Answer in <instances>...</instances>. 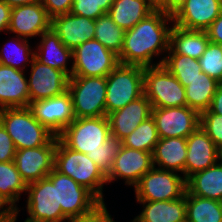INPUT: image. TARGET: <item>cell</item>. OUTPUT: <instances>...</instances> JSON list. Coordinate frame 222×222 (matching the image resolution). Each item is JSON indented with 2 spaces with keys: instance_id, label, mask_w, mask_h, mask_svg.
<instances>
[{
  "instance_id": "d4e9b609",
  "label": "cell",
  "mask_w": 222,
  "mask_h": 222,
  "mask_svg": "<svg viewBox=\"0 0 222 222\" xmlns=\"http://www.w3.org/2000/svg\"><path fill=\"white\" fill-rule=\"evenodd\" d=\"M153 166L159 169L175 171L185 178L187 157V138H159L152 153Z\"/></svg>"
},
{
  "instance_id": "d6986e66",
  "label": "cell",
  "mask_w": 222,
  "mask_h": 222,
  "mask_svg": "<svg viewBox=\"0 0 222 222\" xmlns=\"http://www.w3.org/2000/svg\"><path fill=\"white\" fill-rule=\"evenodd\" d=\"M151 111V103L143 94L122 109L107 114L111 137L122 141L130 135L140 123L151 117Z\"/></svg>"
},
{
  "instance_id": "30bf717a",
  "label": "cell",
  "mask_w": 222,
  "mask_h": 222,
  "mask_svg": "<svg viewBox=\"0 0 222 222\" xmlns=\"http://www.w3.org/2000/svg\"><path fill=\"white\" fill-rule=\"evenodd\" d=\"M25 206L14 212L26 211L25 219L34 221L69 220L58 206L57 183H52L47 177L27 184Z\"/></svg>"
},
{
  "instance_id": "f35d334b",
  "label": "cell",
  "mask_w": 222,
  "mask_h": 222,
  "mask_svg": "<svg viewBox=\"0 0 222 222\" xmlns=\"http://www.w3.org/2000/svg\"><path fill=\"white\" fill-rule=\"evenodd\" d=\"M200 127L217 147L222 144V115L205 110L200 114Z\"/></svg>"
},
{
  "instance_id": "484cf974",
  "label": "cell",
  "mask_w": 222,
  "mask_h": 222,
  "mask_svg": "<svg viewBox=\"0 0 222 222\" xmlns=\"http://www.w3.org/2000/svg\"><path fill=\"white\" fill-rule=\"evenodd\" d=\"M209 42L206 31L186 30L173 24L169 33L167 54H181L198 60L206 51Z\"/></svg>"
},
{
  "instance_id": "5b68a950",
  "label": "cell",
  "mask_w": 222,
  "mask_h": 222,
  "mask_svg": "<svg viewBox=\"0 0 222 222\" xmlns=\"http://www.w3.org/2000/svg\"><path fill=\"white\" fill-rule=\"evenodd\" d=\"M47 178L57 183L58 206H61L62 213L70 221L91 214L102 204L90 190L55 168Z\"/></svg>"
},
{
  "instance_id": "83f0119b",
  "label": "cell",
  "mask_w": 222,
  "mask_h": 222,
  "mask_svg": "<svg viewBox=\"0 0 222 222\" xmlns=\"http://www.w3.org/2000/svg\"><path fill=\"white\" fill-rule=\"evenodd\" d=\"M155 9L156 7L149 0H114L108 14L120 28L126 31Z\"/></svg>"
},
{
  "instance_id": "8992f818",
  "label": "cell",
  "mask_w": 222,
  "mask_h": 222,
  "mask_svg": "<svg viewBox=\"0 0 222 222\" xmlns=\"http://www.w3.org/2000/svg\"><path fill=\"white\" fill-rule=\"evenodd\" d=\"M75 118L106 115V77L71 76L68 81Z\"/></svg>"
},
{
  "instance_id": "277c9868",
  "label": "cell",
  "mask_w": 222,
  "mask_h": 222,
  "mask_svg": "<svg viewBox=\"0 0 222 222\" xmlns=\"http://www.w3.org/2000/svg\"><path fill=\"white\" fill-rule=\"evenodd\" d=\"M144 67L118 64L106 76V115L144 94Z\"/></svg>"
},
{
  "instance_id": "f6af8a7d",
  "label": "cell",
  "mask_w": 222,
  "mask_h": 222,
  "mask_svg": "<svg viewBox=\"0 0 222 222\" xmlns=\"http://www.w3.org/2000/svg\"><path fill=\"white\" fill-rule=\"evenodd\" d=\"M11 7L0 1V35L6 34L10 23Z\"/></svg>"
},
{
  "instance_id": "ba28073f",
  "label": "cell",
  "mask_w": 222,
  "mask_h": 222,
  "mask_svg": "<svg viewBox=\"0 0 222 222\" xmlns=\"http://www.w3.org/2000/svg\"><path fill=\"white\" fill-rule=\"evenodd\" d=\"M111 136L107 116L75 118L58 136L70 149L88 154L101 148Z\"/></svg>"
},
{
  "instance_id": "2e32d148",
  "label": "cell",
  "mask_w": 222,
  "mask_h": 222,
  "mask_svg": "<svg viewBox=\"0 0 222 222\" xmlns=\"http://www.w3.org/2000/svg\"><path fill=\"white\" fill-rule=\"evenodd\" d=\"M57 137L49 144L16 150L14 164L26 184L46 178L54 169Z\"/></svg>"
},
{
  "instance_id": "9a60e30c",
  "label": "cell",
  "mask_w": 222,
  "mask_h": 222,
  "mask_svg": "<svg viewBox=\"0 0 222 222\" xmlns=\"http://www.w3.org/2000/svg\"><path fill=\"white\" fill-rule=\"evenodd\" d=\"M26 72L30 102L55 97L68 90L69 77L63 71L44 65L36 58Z\"/></svg>"
},
{
  "instance_id": "b9f144b4",
  "label": "cell",
  "mask_w": 222,
  "mask_h": 222,
  "mask_svg": "<svg viewBox=\"0 0 222 222\" xmlns=\"http://www.w3.org/2000/svg\"><path fill=\"white\" fill-rule=\"evenodd\" d=\"M114 216L108 210L107 203H102L94 212L82 217L81 219L73 220L72 222H117Z\"/></svg>"
},
{
  "instance_id": "8fae6325",
  "label": "cell",
  "mask_w": 222,
  "mask_h": 222,
  "mask_svg": "<svg viewBox=\"0 0 222 222\" xmlns=\"http://www.w3.org/2000/svg\"><path fill=\"white\" fill-rule=\"evenodd\" d=\"M72 76L106 77L118 64V56L98 40H87L72 51Z\"/></svg>"
},
{
  "instance_id": "7dc6e473",
  "label": "cell",
  "mask_w": 222,
  "mask_h": 222,
  "mask_svg": "<svg viewBox=\"0 0 222 222\" xmlns=\"http://www.w3.org/2000/svg\"><path fill=\"white\" fill-rule=\"evenodd\" d=\"M2 2H5L7 5H9L11 8L26 4H38L41 3V0H0Z\"/></svg>"
},
{
  "instance_id": "681fc988",
  "label": "cell",
  "mask_w": 222,
  "mask_h": 222,
  "mask_svg": "<svg viewBox=\"0 0 222 222\" xmlns=\"http://www.w3.org/2000/svg\"><path fill=\"white\" fill-rule=\"evenodd\" d=\"M20 216V212H11L6 218H4L3 220H1L0 222H17L18 221V217Z\"/></svg>"
},
{
  "instance_id": "9c48e42d",
  "label": "cell",
  "mask_w": 222,
  "mask_h": 222,
  "mask_svg": "<svg viewBox=\"0 0 222 222\" xmlns=\"http://www.w3.org/2000/svg\"><path fill=\"white\" fill-rule=\"evenodd\" d=\"M133 189L135 201L176 200L186 192V179L175 171L153 167Z\"/></svg>"
},
{
  "instance_id": "7c38bea8",
  "label": "cell",
  "mask_w": 222,
  "mask_h": 222,
  "mask_svg": "<svg viewBox=\"0 0 222 222\" xmlns=\"http://www.w3.org/2000/svg\"><path fill=\"white\" fill-rule=\"evenodd\" d=\"M153 157L151 152L130 149L121 145L119 152L113 161L112 168L106 175L107 182L124 183V186L133 188L149 170L153 168Z\"/></svg>"
},
{
  "instance_id": "4316f807",
  "label": "cell",
  "mask_w": 222,
  "mask_h": 222,
  "mask_svg": "<svg viewBox=\"0 0 222 222\" xmlns=\"http://www.w3.org/2000/svg\"><path fill=\"white\" fill-rule=\"evenodd\" d=\"M186 192L222 202V164L217 162L186 179Z\"/></svg>"
},
{
  "instance_id": "f1b7e54d",
  "label": "cell",
  "mask_w": 222,
  "mask_h": 222,
  "mask_svg": "<svg viewBox=\"0 0 222 222\" xmlns=\"http://www.w3.org/2000/svg\"><path fill=\"white\" fill-rule=\"evenodd\" d=\"M27 184L22 179L14 161L0 162V200L13 212L21 196L26 195Z\"/></svg>"
},
{
  "instance_id": "cb8c5ba5",
  "label": "cell",
  "mask_w": 222,
  "mask_h": 222,
  "mask_svg": "<svg viewBox=\"0 0 222 222\" xmlns=\"http://www.w3.org/2000/svg\"><path fill=\"white\" fill-rule=\"evenodd\" d=\"M135 202L142 210L129 222H186V192L176 200Z\"/></svg>"
},
{
  "instance_id": "d6a6232c",
  "label": "cell",
  "mask_w": 222,
  "mask_h": 222,
  "mask_svg": "<svg viewBox=\"0 0 222 222\" xmlns=\"http://www.w3.org/2000/svg\"><path fill=\"white\" fill-rule=\"evenodd\" d=\"M125 30L120 28L108 13L95 20V37L108 50L119 56L124 42Z\"/></svg>"
},
{
  "instance_id": "60d3db41",
  "label": "cell",
  "mask_w": 222,
  "mask_h": 222,
  "mask_svg": "<svg viewBox=\"0 0 222 222\" xmlns=\"http://www.w3.org/2000/svg\"><path fill=\"white\" fill-rule=\"evenodd\" d=\"M48 16L52 19L56 16L71 12L73 0H41Z\"/></svg>"
},
{
  "instance_id": "f907efd6",
  "label": "cell",
  "mask_w": 222,
  "mask_h": 222,
  "mask_svg": "<svg viewBox=\"0 0 222 222\" xmlns=\"http://www.w3.org/2000/svg\"><path fill=\"white\" fill-rule=\"evenodd\" d=\"M218 162L222 164V144L217 147Z\"/></svg>"
},
{
  "instance_id": "1f68e13d",
  "label": "cell",
  "mask_w": 222,
  "mask_h": 222,
  "mask_svg": "<svg viewBox=\"0 0 222 222\" xmlns=\"http://www.w3.org/2000/svg\"><path fill=\"white\" fill-rule=\"evenodd\" d=\"M186 222H222V202L186 192Z\"/></svg>"
},
{
  "instance_id": "e0dca14e",
  "label": "cell",
  "mask_w": 222,
  "mask_h": 222,
  "mask_svg": "<svg viewBox=\"0 0 222 222\" xmlns=\"http://www.w3.org/2000/svg\"><path fill=\"white\" fill-rule=\"evenodd\" d=\"M51 28V18L41 3L26 4L12 7L8 34L16 35L27 40L38 39Z\"/></svg>"
},
{
  "instance_id": "7402d4cb",
  "label": "cell",
  "mask_w": 222,
  "mask_h": 222,
  "mask_svg": "<svg viewBox=\"0 0 222 222\" xmlns=\"http://www.w3.org/2000/svg\"><path fill=\"white\" fill-rule=\"evenodd\" d=\"M218 162L217 146L199 126L187 137L185 179Z\"/></svg>"
},
{
  "instance_id": "4dcf8cb0",
  "label": "cell",
  "mask_w": 222,
  "mask_h": 222,
  "mask_svg": "<svg viewBox=\"0 0 222 222\" xmlns=\"http://www.w3.org/2000/svg\"><path fill=\"white\" fill-rule=\"evenodd\" d=\"M219 82L202 72L199 77L186 82L185 96L187 106L199 114L208 110Z\"/></svg>"
},
{
  "instance_id": "7a4b0ae2",
  "label": "cell",
  "mask_w": 222,
  "mask_h": 222,
  "mask_svg": "<svg viewBox=\"0 0 222 222\" xmlns=\"http://www.w3.org/2000/svg\"><path fill=\"white\" fill-rule=\"evenodd\" d=\"M54 168L86 187L102 203H106L104 194L106 192L104 187L108 186L106 175L87 157V154L68 148L58 137Z\"/></svg>"
},
{
  "instance_id": "603a6c76",
  "label": "cell",
  "mask_w": 222,
  "mask_h": 222,
  "mask_svg": "<svg viewBox=\"0 0 222 222\" xmlns=\"http://www.w3.org/2000/svg\"><path fill=\"white\" fill-rule=\"evenodd\" d=\"M29 104L26 71L0 63V109L28 107Z\"/></svg>"
},
{
  "instance_id": "f5cc1de1",
  "label": "cell",
  "mask_w": 222,
  "mask_h": 222,
  "mask_svg": "<svg viewBox=\"0 0 222 222\" xmlns=\"http://www.w3.org/2000/svg\"><path fill=\"white\" fill-rule=\"evenodd\" d=\"M156 8L164 1V0H149Z\"/></svg>"
},
{
  "instance_id": "ac0fdd59",
  "label": "cell",
  "mask_w": 222,
  "mask_h": 222,
  "mask_svg": "<svg viewBox=\"0 0 222 222\" xmlns=\"http://www.w3.org/2000/svg\"><path fill=\"white\" fill-rule=\"evenodd\" d=\"M221 12V0H187L172 17L173 24L186 30L206 31Z\"/></svg>"
},
{
  "instance_id": "3957f363",
  "label": "cell",
  "mask_w": 222,
  "mask_h": 222,
  "mask_svg": "<svg viewBox=\"0 0 222 222\" xmlns=\"http://www.w3.org/2000/svg\"><path fill=\"white\" fill-rule=\"evenodd\" d=\"M0 122L10 135L16 150L41 147L56 137L34 117L29 107L0 109Z\"/></svg>"
},
{
  "instance_id": "816d5d0a",
  "label": "cell",
  "mask_w": 222,
  "mask_h": 222,
  "mask_svg": "<svg viewBox=\"0 0 222 222\" xmlns=\"http://www.w3.org/2000/svg\"><path fill=\"white\" fill-rule=\"evenodd\" d=\"M23 222H72L70 220H61V221H34V220H29V219H23Z\"/></svg>"
},
{
  "instance_id": "ffe728a7",
  "label": "cell",
  "mask_w": 222,
  "mask_h": 222,
  "mask_svg": "<svg viewBox=\"0 0 222 222\" xmlns=\"http://www.w3.org/2000/svg\"><path fill=\"white\" fill-rule=\"evenodd\" d=\"M51 28L72 51L95 37V20L71 12L51 19Z\"/></svg>"
},
{
  "instance_id": "44dd1931",
  "label": "cell",
  "mask_w": 222,
  "mask_h": 222,
  "mask_svg": "<svg viewBox=\"0 0 222 222\" xmlns=\"http://www.w3.org/2000/svg\"><path fill=\"white\" fill-rule=\"evenodd\" d=\"M38 38L37 42L34 41L35 58L44 65L63 71L70 78L73 70L72 50L61 42L52 28Z\"/></svg>"
},
{
  "instance_id": "7bdbcfd3",
  "label": "cell",
  "mask_w": 222,
  "mask_h": 222,
  "mask_svg": "<svg viewBox=\"0 0 222 222\" xmlns=\"http://www.w3.org/2000/svg\"><path fill=\"white\" fill-rule=\"evenodd\" d=\"M210 42L222 45V12L206 30Z\"/></svg>"
},
{
  "instance_id": "836d02e7",
  "label": "cell",
  "mask_w": 222,
  "mask_h": 222,
  "mask_svg": "<svg viewBox=\"0 0 222 222\" xmlns=\"http://www.w3.org/2000/svg\"><path fill=\"white\" fill-rule=\"evenodd\" d=\"M162 65L174 75L184 87H186V82L198 78L199 74L202 73L197 59L181 54H166Z\"/></svg>"
},
{
  "instance_id": "52a82bcc",
  "label": "cell",
  "mask_w": 222,
  "mask_h": 222,
  "mask_svg": "<svg viewBox=\"0 0 222 222\" xmlns=\"http://www.w3.org/2000/svg\"><path fill=\"white\" fill-rule=\"evenodd\" d=\"M143 88L152 108L187 106L185 87L163 65L144 67Z\"/></svg>"
},
{
  "instance_id": "6da1fadb",
  "label": "cell",
  "mask_w": 222,
  "mask_h": 222,
  "mask_svg": "<svg viewBox=\"0 0 222 222\" xmlns=\"http://www.w3.org/2000/svg\"><path fill=\"white\" fill-rule=\"evenodd\" d=\"M172 25V16L156 8L133 28L125 31L119 63L142 67L162 65L169 50Z\"/></svg>"
},
{
  "instance_id": "e575fe53",
  "label": "cell",
  "mask_w": 222,
  "mask_h": 222,
  "mask_svg": "<svg viewBox=\"0 0 222 222\" xmlns=\"http://www.w3.org/2000/svg\"><path fill=\"white\" fill-rule=\"evenodd\" d=\"M159 136L154 119L149 117L122 140V145L130 148L153 153Z\"/></svg>"
},
{
  "instance_id": "4fadbf2b",
  "label": "cell",
  "mask_w": 222,
  "mask_h": 222,
  "mask_svg": "<svg viewBox=\"0 0 222 222\" xmlns=\"http://www.w3.org/2000/svg\"><path fill=\"white\" fill-rule=\"evenodd\" d=\"M159 138H187L200 126V114L188 107L152 108Z\"/></svg>"
},
{
  "instance_id": "74e56055",
  "label": "cell",
  "mask_w": 222,
  "mask_h": 222,
  "mask_svg": "<svg viewBox=\"0 0 222 222\" xmlns=\"http://www.w3.org/2000/svg\"><path fill=\"white\" fill-rule=\"evenodd\" d=\"M114 0H73L71 13L96 20L108 13Z\"/></svg>"
},
{
  "instance_id": "ab89813d",
  "label": "cell",
  "mask_w": 222,
  "mask_h": 222,
  "mask_svg": "<svg viewBox=\"0 0 222 222\" xmlns=\"http://www.w3.org/2000/svg\"><path fill=\"white\" fill-rule=\"evenodd\" d=\"M16 147L7 130L0 122V162L14 161Z\"/></svg>"
},
{
  "instance_id": "bcb514c9",
  "label": "cell",
  "mask_w": 222,
  "mask_h": 222,
  "mask_svg": "<svg viewBox=\"0 0 222 222\" xmlns=\"http://www.w3.org/2000/svg\"><path fill=\"white\" fill-rule=\"evenodd\" d=\"M208 110L218 115H222V83L218 84Z\"/></svg>"
},
{
  "instance_id": "8d00e7d4",
  "label": "cell",
  "mask_w": 222,
  "mask_h": 222,
  "mask_svg": "<svg viewBox=\"0 0 222 222\" xmlns=\"http://www.w3.org/2000/svg\"><path fill=\"white\" fill-rule=\"evenodd\" d=\"M121 145V140L110 136V138L101 145L100 149L94 152H89L87 157L91 159L105 175H107L112 168L113 161L116 154L119 152Z\"/></svg>"
},
{
  "instance_id": "f546056e",
  "label": "cell",
  "mask_w": 222,
  "mask_h": 222,
  "mask_svg": "<svg viewBox=\"0 0 222 222\" xmlns=\"http://www.w3.org/2000/svg\"><path fill=\"white\" fill-rule=\"evenodd\" d=\"M9 36L11 37L6 39L4 45H0V63L26 71L35 58V47L33 46L35 43L13 34H9Z\"/></svg>"
},
{
  "instance_id": "d590c367",
  "label": "cell",
  "mask_w": 222,
  "mask_h": 222,
  "mask_svg": "<svg viewBox=\"0 0 222 222\" xmlns=\"http://www.w3.org/2000/svg\"><path fill=\"white\" fill-rule=\"evenodd\" d=\"M198 61L202 72L222 83V45L209 42Z\"/></svg>"
},
{
  "instance_id": "ee69618b",
  "label": "cell",
  "mask_w": 222,
  "mask_h": 222,
  "mask_svg": "<svg viewBox=\"0 0 222 222\" xmlns=\"http://www.w3.org/2000/svg\"><path fill=\"white\" fill-rule=\"evenodd\" d=\"M187 0H164L157 9L162 10L169 16H174Z\"/></svg>"
},
{
  "instance_id": "c3c4849f",
  "label": "cell",
  "mask_w": 222,
  "mask_h": 222,
  "mask_svg": "<svg viewBox=\"0 0 222 222\" xmlns=\"http://www.w3.org/2000/svg\"><path fill=\"white\" fill-rule=\"evenodd\" d=\"M12 211L0 200V221L6 218Z\"/></svg>"
},
{
  "instance_id": "5bb4252c",
  "label": "cell",
  "mask_w": 222,
  "mask_h": 222,
  "mask_svg": "<svg viewBox=\"0 0 222 222\" xmlns=\"http://www.w3.org/2000/svg\"><path fill=\"white\" fill-rule=\"evenodd\" d=\"M28 107L34 117L56 137L75 119L68 90L55 97L30 102Z\"/></svg>"
}]
</instances>
